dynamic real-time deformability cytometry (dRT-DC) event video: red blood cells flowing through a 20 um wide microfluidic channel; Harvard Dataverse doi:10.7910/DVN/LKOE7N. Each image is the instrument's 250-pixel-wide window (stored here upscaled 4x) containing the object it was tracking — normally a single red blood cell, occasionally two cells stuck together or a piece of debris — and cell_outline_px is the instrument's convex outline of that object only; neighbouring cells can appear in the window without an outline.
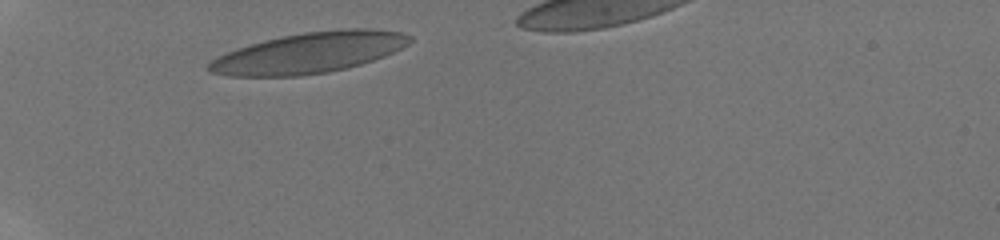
{"species": "human", "species_latin": "Homo sapiens", "temperature_condition": "room temperature", "stored_images_in_passage": 10, "camera_frame_rate_fps": 3000, "um_per_image_px": 0.085, "donor": {"sex": "male"}, "frame": {"image": 1, "passage_image": 1, "time_ms": 0.0, "image_size_px": [1000, 240], "cell_outline_px": [[412, 40], [408, 44], [384, 56], [360, 64], [328, 72], [300, 76], [228, 76], [208, 72], [208, 64], [212, 60], [228, 52], [264, 40], [280, 36], [304, 32], [340, 28], [372, 28], [400, 32], [412, 36]], "centroid_in_image_um": [26.3, 4.48], "position_along_channel_um": 58.7, "area_um2": 47.4}}
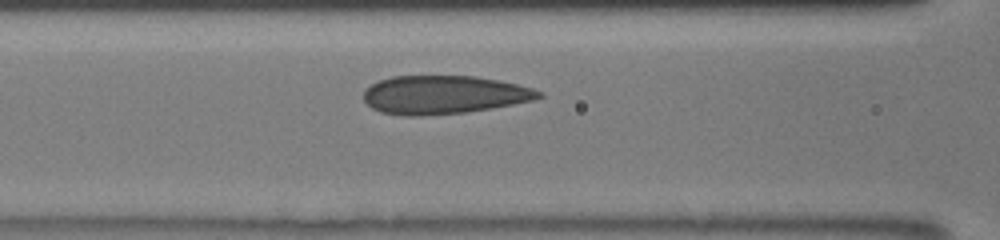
{"frame": {"image": 2, "passage_image": 3, "time_ms": 0.333, "image_size_px": [1000, 240], "cell_outline_px": [[544, 96], [532, 100], [492, 108], [464, 112], [420, 116], [404, 116], [380, 112], [372, 108], [364, 100], [364, 92], [372, 84], [380, 80], [392, 76], [472, 76], [496, 80], [516, 84], [532, 88], [540, 92]], "centroid_in_image_um": [37.69, 8.06], "position_along_channel_um": 128.9, "area_um2": 38.84}}
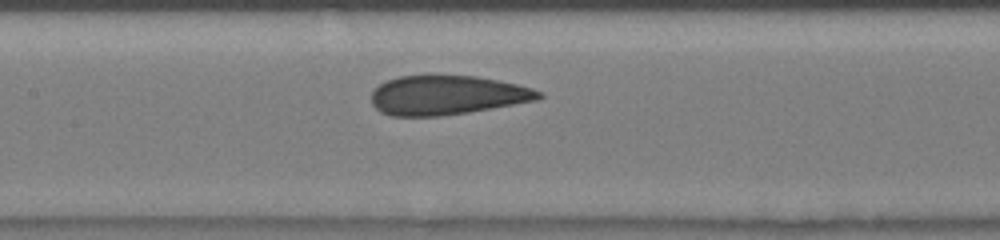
{"frame": {"image": 3, "passage_image": 8, "time_ms": 1.333, "image_size_px": [1000, 240], "cell_outline_px": [[544, 96], [536, 100], [468, 112], [440, 116], [392, 116], [380, 112], [372, 104], [372, 92], [380, 84], [388, 80], [400, 76], [428, 72], [432, 72], [476, 76], [516, 84], [532, 88], [544, 92]], "centroid_in_image_um": [37.97, 8.04], "position_along_channel_um": 169.4, "area_um2": 39.13}}